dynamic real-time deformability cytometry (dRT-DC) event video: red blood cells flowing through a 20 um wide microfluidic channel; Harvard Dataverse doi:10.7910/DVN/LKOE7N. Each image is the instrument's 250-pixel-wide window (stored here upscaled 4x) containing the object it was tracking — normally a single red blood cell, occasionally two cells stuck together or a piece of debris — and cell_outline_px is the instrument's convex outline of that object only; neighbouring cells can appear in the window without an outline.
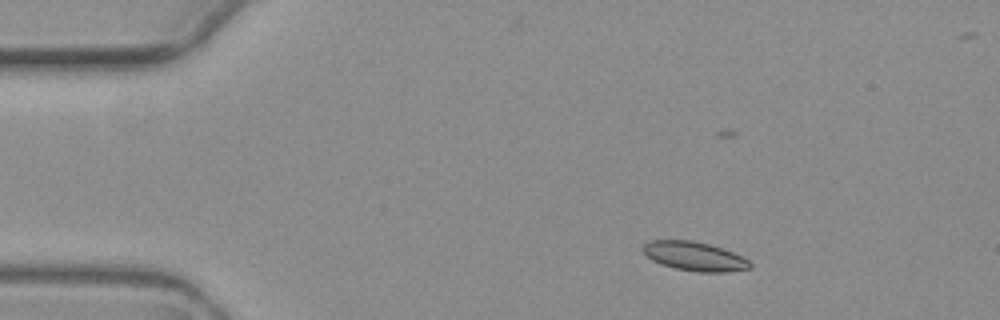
{"species": "common noctule bat (a hibernating species)", "species_latin": "Nyctalus noctula", "temperature_condition": "warm", "stored_images_in_passage": 4, "camera_frame_rate_fps": 3000, "um_per_image_px": 0.085, "animal": {"sex": "female", "body_mass_g": 19.3, "forearm_length_mm": 54.1}, "frame": {"image": 1, "passage_image": 2, "time_ms": 1.333, "image_size_px": [1000, 320], "cell_outline_px": [[752, 268], [724, 272], [696, 272], [676, 268], [660, 264], [652, 260], [640, 248], [644, 244], [652, 240], [692, 240], [708, 244], [732, 252], [748, 260], [752, 264]], "centroid_in_image_um": [59.01, 21.79], "position_along_channel_um": 26.0, "area_um2": 17.98}}
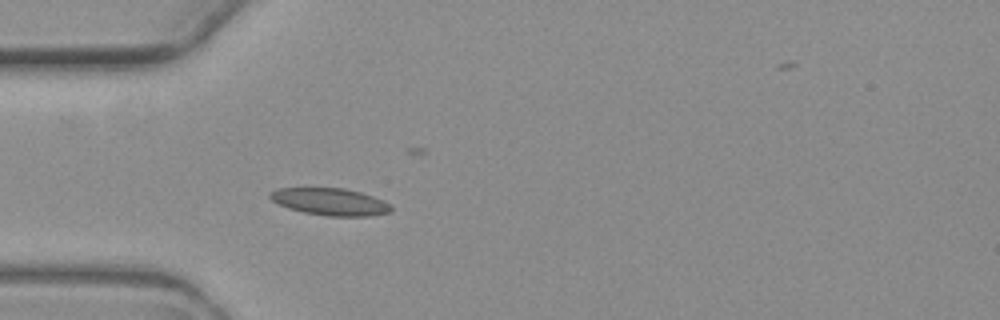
{"frame": {"image": 2, "passage_image": 4, "time_ms": 4.0, "image_size_px": [1000, 320], "cell_outline_px": [[392, 212], [368, 216], [328, 216], [304, 212], [288, 208], [272, 200], [268, 196], [272, 192], [280, 188], [344, 188], [360, 192], [384, 200], [392, 204]], "centroid_in_image_um": [28.12, 17.15], "position_along_channel_um": 56.9, "area_um2": 19.07}}